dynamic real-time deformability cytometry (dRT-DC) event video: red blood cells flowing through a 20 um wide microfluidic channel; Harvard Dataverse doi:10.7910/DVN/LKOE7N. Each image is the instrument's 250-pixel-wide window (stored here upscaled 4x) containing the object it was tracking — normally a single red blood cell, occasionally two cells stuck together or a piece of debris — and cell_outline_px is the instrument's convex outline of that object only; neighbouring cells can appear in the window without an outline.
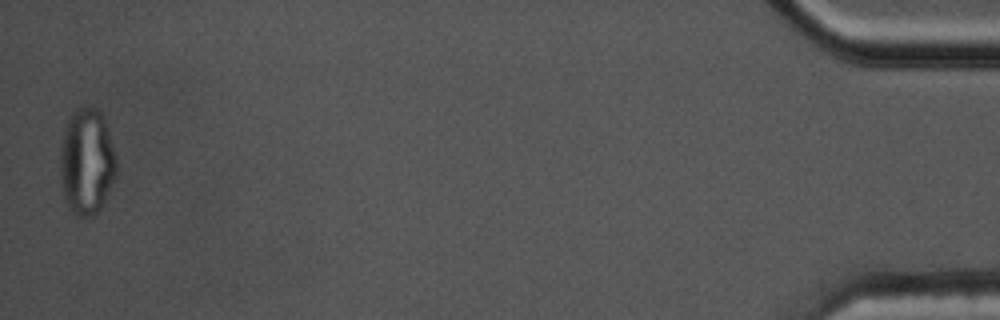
{"species": "common noctule bat (a hibernating species)", "species_latin": "Nyctalus noctula", "temperature_condition": "cold", "stored_images_in_passage": 59, "segment_of_instrument_passage": [2, 2], "camera_frame_rate_fps": 3000, "um_per_image_px": 0.085, "animal": {"sex": "male", "body_mass_g": 17.5, "forearm_length_mm": 52.3}, "frame": {"image": 1, "passage_image": 58, "time_ms": 19.0, "image_size_px": [1000, 320], "cell_outline_px": [[116, 176], [100, 208], [92, 216], [76, 216], [68, 208], [64, 196], [60, 180], [60, 148], [64, 132], [68, 120], [72, 112], [76, 108], [96, 108], [100, 112], [104, 120], [116, 156]], "centroid_in_image_um": [7.35, 13.76], "position_along_channel_um": 427.8, "area_um2": 34.62}}